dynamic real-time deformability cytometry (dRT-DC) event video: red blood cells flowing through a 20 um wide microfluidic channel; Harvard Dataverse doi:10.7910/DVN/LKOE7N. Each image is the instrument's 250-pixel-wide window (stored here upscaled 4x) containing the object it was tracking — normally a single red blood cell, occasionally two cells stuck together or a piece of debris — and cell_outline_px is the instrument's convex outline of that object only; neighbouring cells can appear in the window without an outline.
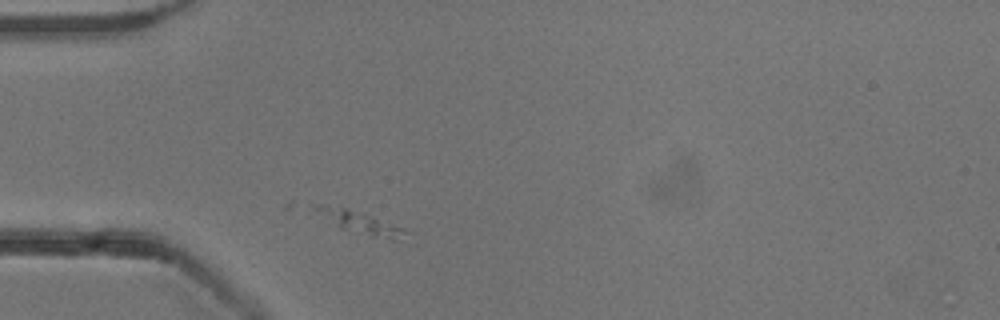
{"species": "common noctule bat (a hibernating species)", "species_latin": "Nyctalus noctula", "temperature_condition": "cold", "stored_images_in_passage": 1, "camera_frame_rate_fps": 3000, "um_per_image_px": 0.085, "animal": {"sex": "male", "body_mass_g": 13.3}, "frame": {"image": 1, "passage_image": 1, "time_ms": 0.0, "image_size_px": [1000, 320], "cell_outline_px": [[416, 244], [392, 240], [372, 236], [340, 228], [316, 208], [316, 204], [324, 204], [348, 208], [416, 232]], "centroid_in_image_um": [31.13, 19.05], "position_along_channel_um": 53.9, "area_um2": 12.2}}